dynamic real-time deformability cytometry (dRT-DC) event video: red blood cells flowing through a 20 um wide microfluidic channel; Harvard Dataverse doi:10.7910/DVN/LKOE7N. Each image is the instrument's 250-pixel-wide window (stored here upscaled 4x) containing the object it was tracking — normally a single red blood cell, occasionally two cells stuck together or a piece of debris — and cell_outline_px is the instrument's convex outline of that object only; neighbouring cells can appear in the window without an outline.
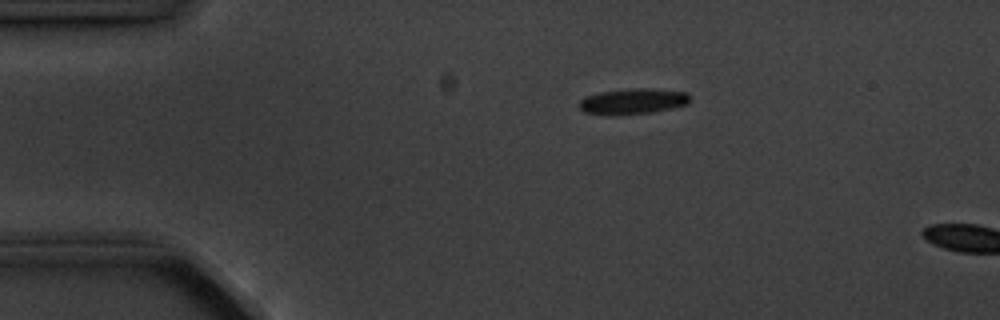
{"species": "common noctule bat (a hibernating species)", "species_latin": "Nyctalus noctula", "temperature_condition": "cold", "stored_images_in_passage": 2, "camera_frame_rate_fps": 3000, "um_per_image_px": 0.085, "animal": {"sex": "male", "body_mass_g": 20.1, "forearm_length_mm": 53.5}, "frame": {"image": 1, "passage_image": 1, "time_ms": 0.0, "image_size_px": [1000, 320], "cell_outline_px": [[692, 96], [688, 104], [672, 108], [652, 112], [612, 116], [608, 116], [584, 112], [580, 108], [580, 100], [588, 96], [600, 92], [636, 88], [688, 92]], "centroid_in_image_um": [53.82, 8.63], "position_along_channel_um": 31.2, "area_um2": 16.53}}